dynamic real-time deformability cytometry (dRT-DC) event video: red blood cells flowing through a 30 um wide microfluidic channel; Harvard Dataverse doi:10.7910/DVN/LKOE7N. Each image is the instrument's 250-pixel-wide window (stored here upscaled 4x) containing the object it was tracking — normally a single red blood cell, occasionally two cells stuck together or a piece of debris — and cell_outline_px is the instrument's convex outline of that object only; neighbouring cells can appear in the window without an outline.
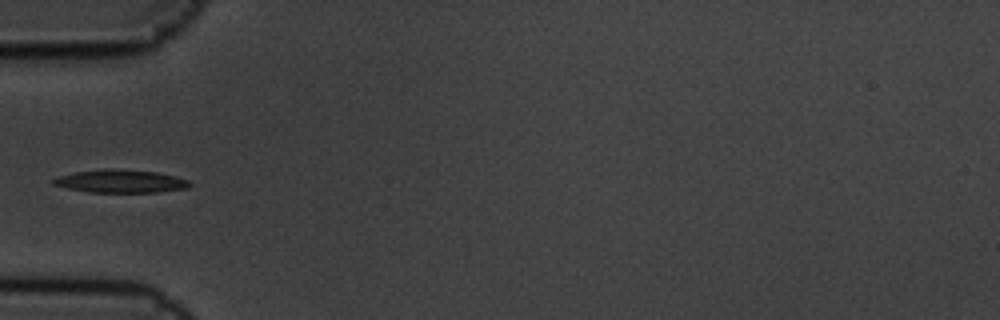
{"species": "common noctule bat (a hibernating species)", "species_latin": "Nyctalus noctula", "temperature_condition": "cold", "stored_images_in_passage": 11, "camera_frame_rate_fps": 3000, "um_per_image_px": 0.085, "animal": {"sex": "male", "body_mass_g": 19.5, "forearm_length_mm": 54.6}, "frame": {"image": 1, "passage_image": 5, "time_ms": 1.333, "image_size_px": [1000, 320], "cell_outline_px": [[192, 184], [188, 188], [156, 192], [88, 192], [68, 188], [52, 184], [52, 180], [60, 176], [76, 172], [104, 168], [112, 168], [156, 172], [176, 176], [188, 180]], "centroid_in_image_um": [10.28, 15.4], "position_along_channel_um": 74.7, "area_um2": 18.21}}
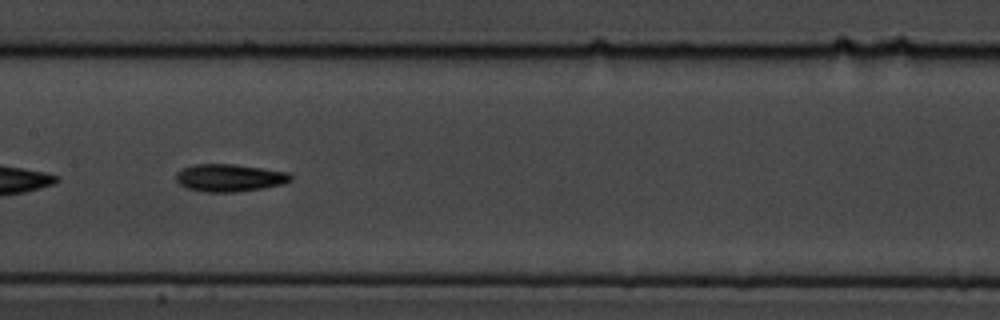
{"frame": {"image": 2, "passage_image": 8, "time_ms": 2.333, "image_size_px": [1000, 320], "cell_outline_px": [[292, 180], [284, 184], [264, 188], [236, 192], [204, 192], [188, 188], [180, 184], [176, 180], [176, 172], [184, 168], [196, 164], [236, 164], [264, 168], [288, 172], [292, 176]], "centroid_in_image_um": [19.55, 15.11], "position_along_channel_um": 187.9, "area_um2": 18.5}}
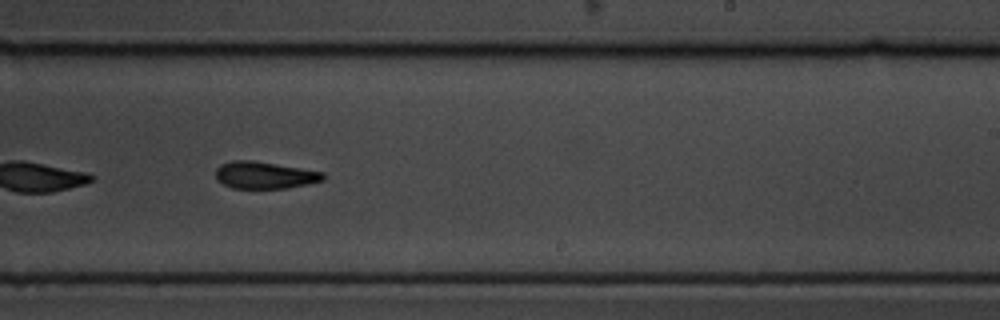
{"frame": {"image": 3, "passage_image": 10, "time_ms": 3.0, "image_size_px": [1000, 320], "cell_outline_px": [[324, 180], [308, 184], [288, 188], [232, 188], [216, 180], [216, 168], [220, 164], [232, 160], [252, 160], [324, 172]], "centroid_in_image_um": [22.47, 14.88], "position_along_channel_um": 266.5, "area_um2": 16.94}}